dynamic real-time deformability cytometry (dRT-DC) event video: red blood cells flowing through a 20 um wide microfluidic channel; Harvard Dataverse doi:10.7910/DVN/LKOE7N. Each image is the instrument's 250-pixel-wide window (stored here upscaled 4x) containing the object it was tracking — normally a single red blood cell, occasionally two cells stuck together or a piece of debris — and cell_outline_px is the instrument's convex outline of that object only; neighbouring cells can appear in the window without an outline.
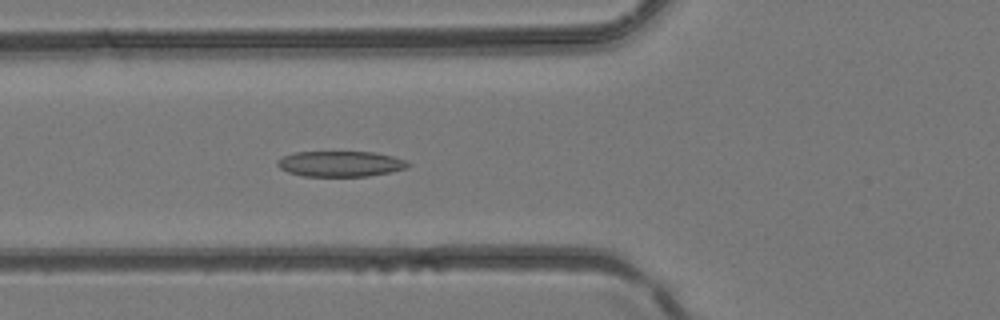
{"species": "common noctule bat (a hibernating species)", "species_latin": "Nyctalus noctula", "temperature_condition": "room temperature", "stored_images_in_passage": 42, "camera_frame_rate_fps": 3000, "um_per_image_px": 0.085, "animal": {"sex": "female", "body_mass_g": 24.6, "forearm_length_mm": 56.2}, "frame": {"image": 1, "passage_image": 16, "time_ms": 5.0, "image_size_px": [1000, 320], "cell_outline_px": [[412, 164], [408, 168], [392, 172], [368, 176], [304, 176], [288, 172], [280, 168], [276, 164], [284, 156], [296, 152], [372, 152], [392, 156], [404, 160]], "centroid_in_image_um": [28.98, 13.93], "position_along_channel_um": 96.8, "area_um2": 19.36}}
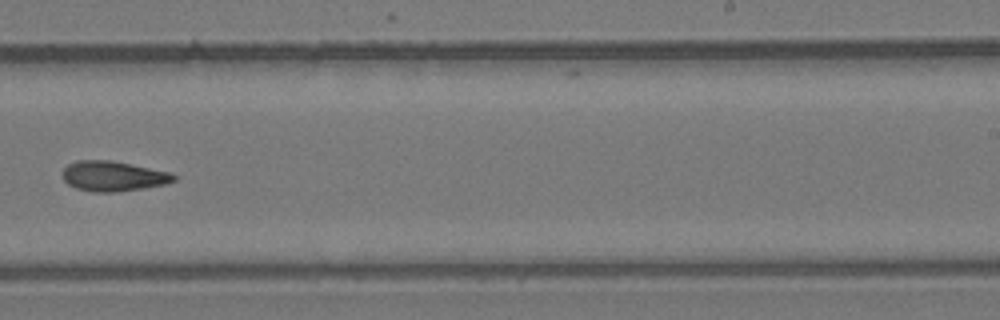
{"frame": {"image": 2, "passage_image": 27, "time_ms": 8.667, "image_size_px": [1000, 320], "cell_outline_px": [[176, 180], [164, 184], [144, 188], [116, 192], [92, 192], [76, 188], [68, 184], [64, 180], [64, 168], [68, 164], [76, 160], [112, 160], [168, 172], [176, 176]], "centroid_in_image_um": [9.6, 14.97], "position_along_channel_um": 279.4, "area_um2": 19.36}}
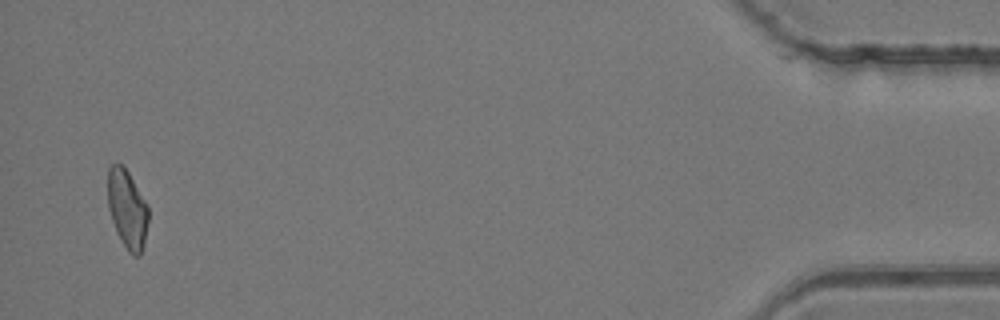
{"frame": {"image": 3, "passage_image": 41, "time_ms": 13.333, "image_size_px": [1000, 320], "cell_outline_px": [[148, 220], [144, 244], [140, 256], [132, 256], [128, 252], [116, 232], [108, 208], [108, 168], [112, 164], [120, 164], [128, 172], [148, 204]], "centroid_in_image_um": [10.82, 17.8], "position_along_channel_um": 424.4, "area_um2": 18.61}}